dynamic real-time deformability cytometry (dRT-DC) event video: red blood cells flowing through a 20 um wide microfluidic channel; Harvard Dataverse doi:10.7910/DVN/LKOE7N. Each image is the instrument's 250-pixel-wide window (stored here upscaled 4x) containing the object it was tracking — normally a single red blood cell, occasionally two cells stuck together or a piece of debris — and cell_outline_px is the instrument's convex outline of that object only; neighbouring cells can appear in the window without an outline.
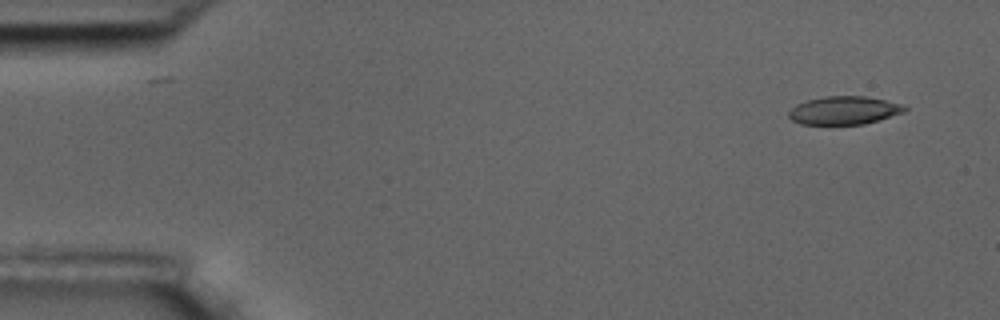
{"species": "common noctule bat (a hibernating species)", "species_latin": "Nyctalus noctula", "temperature_condition": "room temperature", "stored_images_in_passage": 9, "camera_frame_rate_fps": 3000, "um_per_image_px": 0.085, "animal": {"sex": "male", "body_mass_g": 17.5, "forearm_length_mm": 52.3}, "frame": {"image": 1, "passage_image": 1, "time_ms": 0.0, "image_size_px": [1000, 320], "cell_outline_px": [[908, 108], [904, 112], [864, 124], [800, 124], [792, 120], [788, 116], [788, 112], [796, 104], [808, 100], [824, 96], [864, 96], [904, 104]], "centroid_in_image_um": [71.74, 9.38], "position_along_channel_um": 13.3, "area_um2": 18.96}}
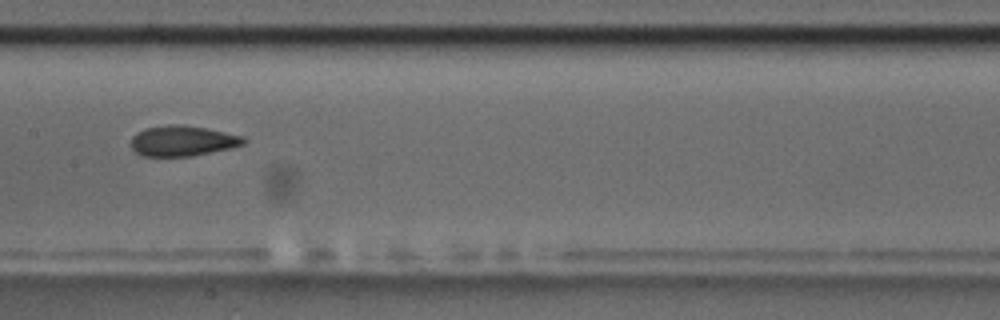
{"frame": {"image": 2, "passage_image": 8, "time_ms": 8.333, "image_size_px": [1000, 320], "cell_outline_px": [[248, 140], [244, 144], [232, 148], [192, 156], [144, 156], [136, 152], [132, 148], [132, 136], [136, 132], [144, 128], [168, 124], [180, 124], [204, 128], [244, 136]], "centroid_in_image_um": [15.53, 11.97], "position_along_channel_um": 191.9, "area_um2": 20.06}}
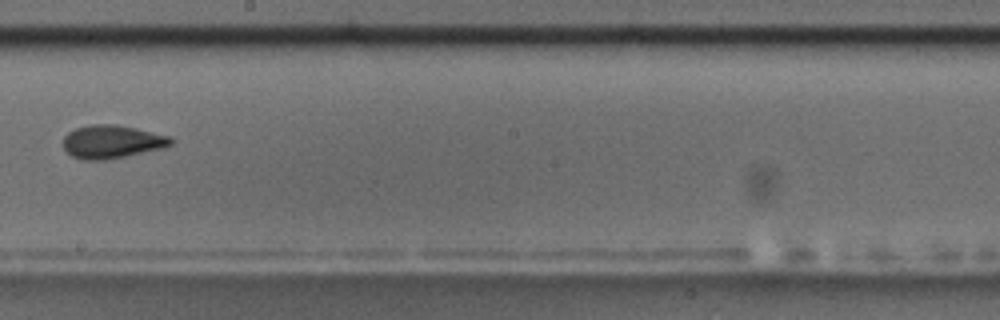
{"frame": {"image": 3, "passage_image": 9, "time_ms": 9.667, "image_size_px": [1000, 320], "cell_outline_px": [[172, 144], [164, 148], [104, 160], [80, 160], [72, 156], [64, 148], [64, 136], [68, 132], [76, 128], [88, 124], [116, 124], [136, 128], [172, 136]], "centroid_in_image_um": [9.52, 12.04], "position_along_channel_um": 238.7, "area_um2": 20.92}}